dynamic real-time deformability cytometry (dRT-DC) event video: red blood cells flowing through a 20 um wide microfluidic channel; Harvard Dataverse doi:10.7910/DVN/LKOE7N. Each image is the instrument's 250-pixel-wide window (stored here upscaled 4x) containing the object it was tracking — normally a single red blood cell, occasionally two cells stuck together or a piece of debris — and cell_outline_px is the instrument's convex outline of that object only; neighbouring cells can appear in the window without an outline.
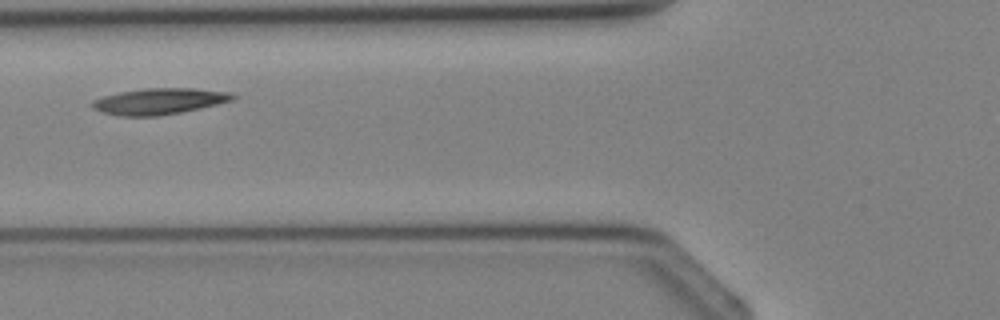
{"species": "Egyptian fruit bat (a non-hibernating species)", "species_latin": "Rousettus aegyptiacus", "temperature_condition": "cold", "stored_images_in_passage": 2, "camera_frame_rate_fps": 3000, "um_per_image_px": 0.085, "animal": {"sex": "female"}, "frame": {"image": 1, "passage_image": 2, "time_ms": 1.0, "image_size_px": [1000, 320], "cell_outline_px": [[236, 96], [232, 100], [200, 108], [180, 112], [156, 116], [120, 116], [104, 112], [92, 108], [88, 104], [92, 100], [104, 96], [120, 92], [144, 88], [192, 88], [232, 92]], "centroid_in_image_um": [13.5, 8.6], "position_along_channel_um": 112.3, "area_um2": 21.33}}